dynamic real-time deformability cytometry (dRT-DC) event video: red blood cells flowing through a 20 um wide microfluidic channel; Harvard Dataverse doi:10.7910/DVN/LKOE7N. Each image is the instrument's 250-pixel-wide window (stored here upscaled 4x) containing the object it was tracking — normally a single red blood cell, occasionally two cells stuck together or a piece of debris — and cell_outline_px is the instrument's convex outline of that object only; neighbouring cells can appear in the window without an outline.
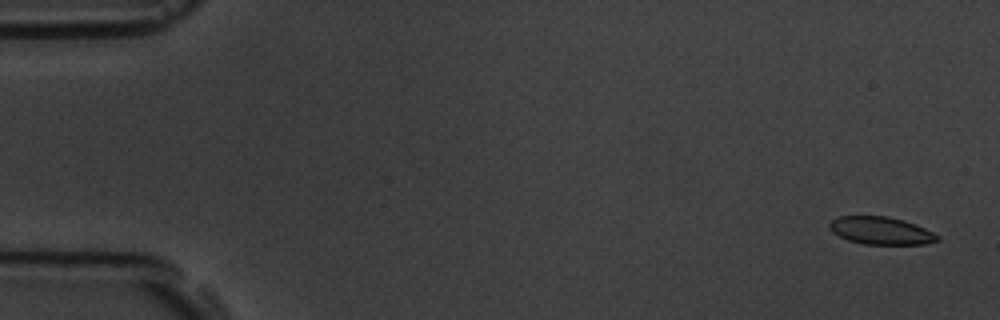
{"species": "common noctule bat (a hibernating species)", "species_latin": "Nyctalus noctula", "temperature_condition": "room temperature", "stored_images_in_passage": 15, "camera_frame_rate_fps": 3000, "um_per_image_px": 0.085, "animal": {"sex": "male", "body_mass_g": 19.5, "forearm_length_mm": 54.6}, "frame": {"image": 1, "passage_image": 1, "time_ms": 0.0, "image_size_px": [1000, 320], "cell_outline_px": [[940, 240], [924, 244], [864, 244], [848, 240], [832, 232], [828, 224], [832, 220], [840, 216], [888, 216], [904, 220], [916, 224], [940, 236]], "centroid_in_image_um": [74.89, 19.6], "position_along_channel_um": 10.1, "area_um2": 17.34}}
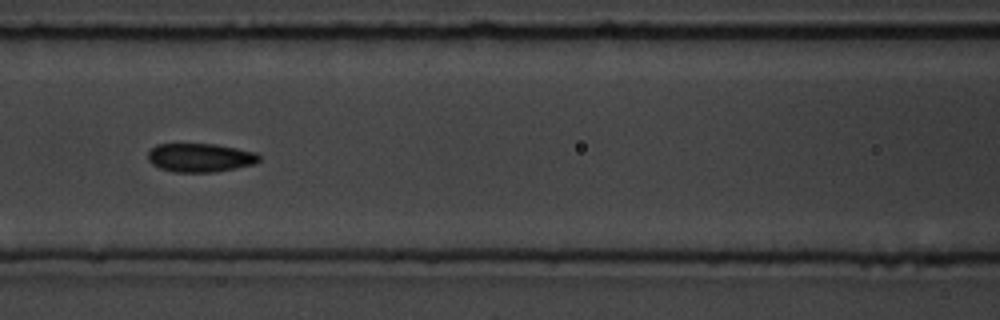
{"frame": {"image": 2, "passage_image": 7, "time_ms": 7.667, "image_size_px": [1000, 320], "cell_outline_px": [[260, 160], [256, 164], [216, 172], [172, 172], [160, 168], [152, 164], [148, 160], [148, 152], [156, 144], [216, 144], [256, 152], [260, 156]], "centroid_in_image_um": [17.03, 13.4], "position_along_channel_um": 149.6, "area_um2": 18.73}}
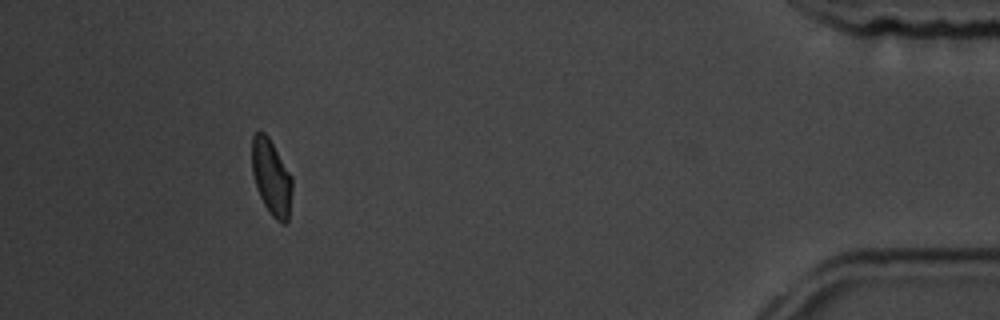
{"frame": {"image": 3, "passage_image": 14, "time_ms": 16.667, "image_size_px": [1000, 320], "cell_outline_px": [[292, 192], [288, 220], [284, 224], [276, 220], [272, 216], [264, 204], [256, 188], [252, 172], [252, 136], [256, 132], [264, 132], [268, 136], [292, 176]], "centroid_in_image_um": [23.07, 15.08], "position_along_channel_um": 412.1, "area_um2": 17.74}, "authors_computed_cell_mechanics": {"area_um2": 18.5538, "velocity_mm_per_s": 3.6048, "shape_relaxation_time_tau1_ms": 6.6492, "shape_relaxation_time_tau2_ms": 2.1249, "deformation_change_tau1": 0.1148, "deformation_change_tau2": 0.0379}}